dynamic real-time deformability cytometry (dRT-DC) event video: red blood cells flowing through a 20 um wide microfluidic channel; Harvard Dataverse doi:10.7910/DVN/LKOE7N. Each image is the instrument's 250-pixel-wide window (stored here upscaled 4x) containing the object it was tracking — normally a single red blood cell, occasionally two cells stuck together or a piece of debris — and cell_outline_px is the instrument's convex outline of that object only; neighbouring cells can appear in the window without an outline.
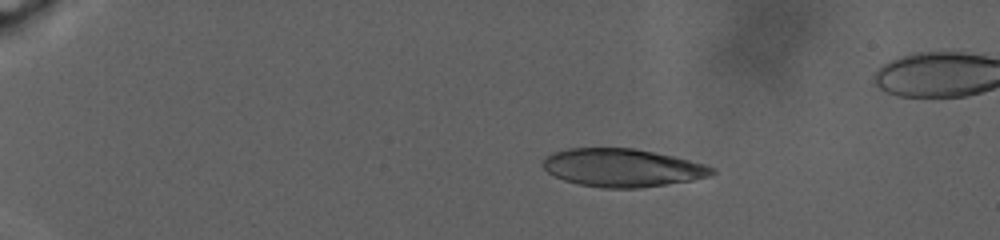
{"species": "human", "species_latin": "Homo sapiens", "temperature_condition": "warm", "stored_images_in_passage": 99, "camera_frame_rate_fps": 3000, "um_per_image_px": 0.085, "donor": {"sex": "male"}, "frame": {"image": 1, "passage_image": 22, "time_ms": 7.0, "image_size_px": [1000, 240], "cell_outline_px": [[716, 172], [712, 176], [692, 180], [640, 188], [600, 188], [580, 184], [564, 180], [548, 172], [540, 164], [552, 152], [568, 148], [632, 148], [672, 156], [704, 164], [716, 168]], "centroid_in_image_um": [52.9, 14.26], "position_along_channel_um": 32.1, "area_um2": 37.4}}
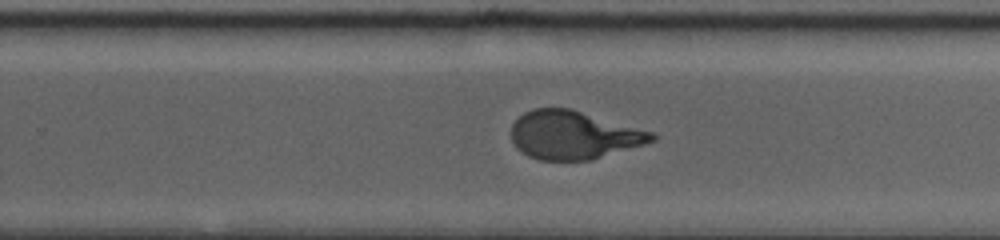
{"frame": {"image": 2, "passage_image": 69, "time_ms": 22.667, "image_size_px": [1000, 240], "cell_outline_px": [[656, 140], [644, 144], [592, 160], [540, 160], [528, 156], [520, 152], [516, 148], [512, 140], [512, 124], [524, 112], [532, 108], [572, 108], [656, 132]], "centroid_in_image_um": [48.78, 11.47], "position_along_channel_um": 281.0, "area_um2": 40.0}}
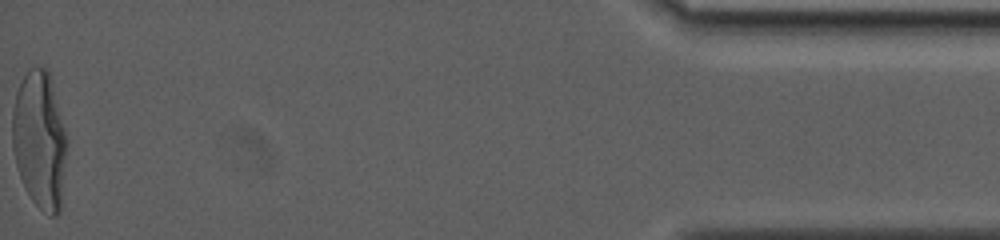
{"frame": {"image": 3, "passage_image": 99, "time_ms": 32.667, "image_size_px": [1000, 240], "cell_outline_px": [[68, 144], [60, 208], [56, 216], [48, 216], [32, 200], [24, 188], [16, 164], [12, 148], [12, 112], [16, 92], [28, 68], [48, 68], [52, 80], [68, 140]], "centroid_in_image_um": [3.38, 11.9], "position_along_channel_um": 431.8, "area_um2": 44.16}, "authors_computed_cell_mechanics": {"area_um2": 40.1132, "velocity_mm_per_s": 2.2598, "shape_relaxation_time_tau1_ms": 8.8759, "shape_relaxation_time_tau2_ms": null, "deformation_change_tau1": 0.2854, "deformation_change_tau2": null}}